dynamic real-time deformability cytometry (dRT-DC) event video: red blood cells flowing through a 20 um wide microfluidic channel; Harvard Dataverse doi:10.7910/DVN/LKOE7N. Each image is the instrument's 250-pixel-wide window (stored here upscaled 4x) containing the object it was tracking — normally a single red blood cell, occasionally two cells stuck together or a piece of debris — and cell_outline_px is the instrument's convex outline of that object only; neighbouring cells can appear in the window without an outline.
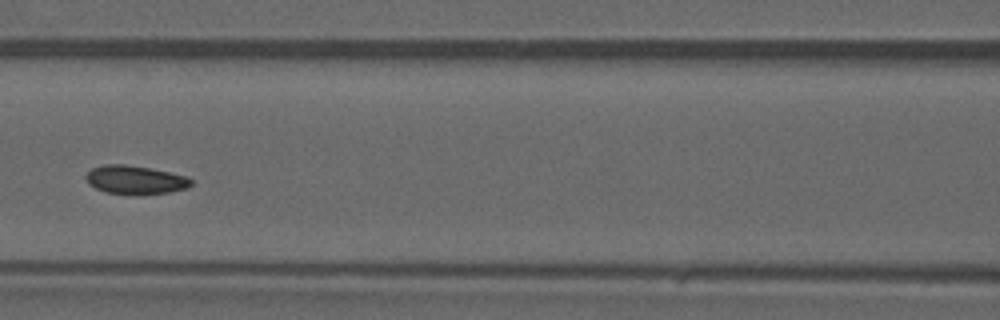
{"species": "common noctule bat (a hibernating species)", "species_latin": "Nyctalus noctula", "temperature_condition": "warm", "stored_images_in_passage": 30, "camera_frame_rate_fps": 3000, "um_per_image_px": 0.085, "animal": {"sex": "male", "forearm_length_mm": 52.5}, "frame": {"image": 1, "passage_image": 13, "time_ms": 4.0, "image_size_px": [1000, 320], "cell_outline_px": [[192, 184], [188, 188], [168, 192], [136, 196], [104, 192], [88, 184], [84, 176], [92, 168], [104, 164], [124, 164], [148, 168], [188, 176], [192, 180]], "centroid_in_image_um": [11.48, 15.31], "position_along_channel_um": 155.1, "area_um2": 17.8}}